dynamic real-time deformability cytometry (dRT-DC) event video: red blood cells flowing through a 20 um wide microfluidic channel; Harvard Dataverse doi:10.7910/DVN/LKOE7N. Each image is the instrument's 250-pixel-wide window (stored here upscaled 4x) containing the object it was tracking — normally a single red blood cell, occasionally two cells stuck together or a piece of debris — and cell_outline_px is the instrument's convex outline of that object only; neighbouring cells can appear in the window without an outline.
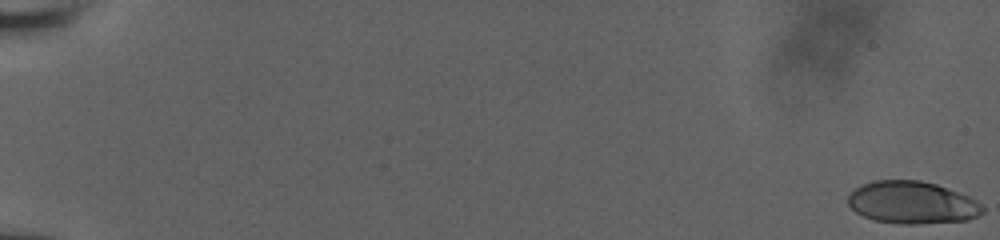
{"species": "human", "species_latin": "Homo sapiens", "temperature_condition": "room temperature", "stored_images_in_passage": 58, "camera_frame_rate_fps": 3000, "um_per_image_px": 0.085, "donor": {"sex": "male"}, "frame": {"image": 1, "passage_image": 1, "time_ms": 0.0, "image_size_px": [1000, 240], "cell_outline_px": [[984, 212], [968, 220], [916, 224], [900, 224], [876, 220], [864, 216], [856, 212], [848, 204], [848, 196], [856, 188], [864, 184], [876, 180], [920, 180], [936, 184], [968, 196], [976, 200], [984, 208]], "centroid_in_image_um": [77.54, 17.22], "position_along_channel_um": 7.5, "area_um2": 33.0}}
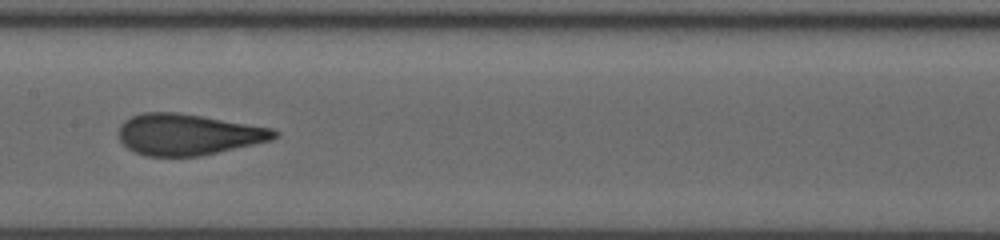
{"frame": {"image": 2, "passage_image": 33, "time_ms": 10.667, "image_size_px": [1000, 240], "cell_outline_px": [[280, 136], [272, 140], [200, 156], [144, 156], [128, 148], [120, 140], [120, 124], [124, 120], [132, 116], [144, 112], [176, 112], [272, 128], [280, 132]], "centroid_in_image_um": [16.0, 11.43], "position_along_channel_um": 191.4, "area_um2": 37.11}}
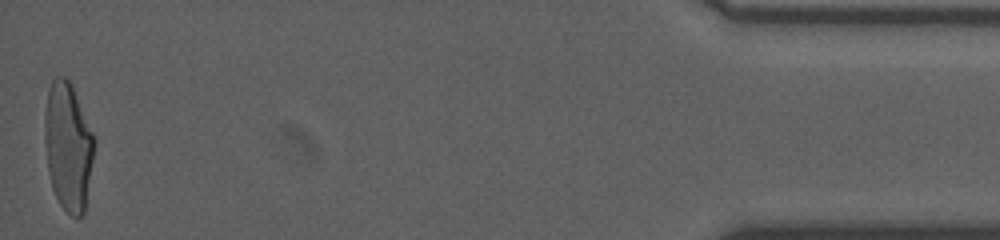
{"frame": {"image": 3, "passage_image": 58, "time_ms": 19.0, "image_size_px": [1000, 240], "cell_outline_px": [[96, 140], [84, 212], [80, 216], [72, 216], [60, 204], [52, 188], [48, 172], [44, 140], [44, 116], [48, 88], [52, 80], [56, 76], [64, 76], [72, 84]], "centroid_in_image_um": [5.78, 12.4], "position_along_channel_um": 429.4, "area_um2": 37.11}, "authors_computed_cell_mechanics": {"area_um2": 36.2695, "velocity_mm_per_s": 3.8367, "shape_relaxation_time_tau1_ms": 6.6635, "shape_relaxation_time_tau2_ms": 0.7744, "deformation_change_tau1": 0.2288, "deformation_change_tau2": 0.0744}}